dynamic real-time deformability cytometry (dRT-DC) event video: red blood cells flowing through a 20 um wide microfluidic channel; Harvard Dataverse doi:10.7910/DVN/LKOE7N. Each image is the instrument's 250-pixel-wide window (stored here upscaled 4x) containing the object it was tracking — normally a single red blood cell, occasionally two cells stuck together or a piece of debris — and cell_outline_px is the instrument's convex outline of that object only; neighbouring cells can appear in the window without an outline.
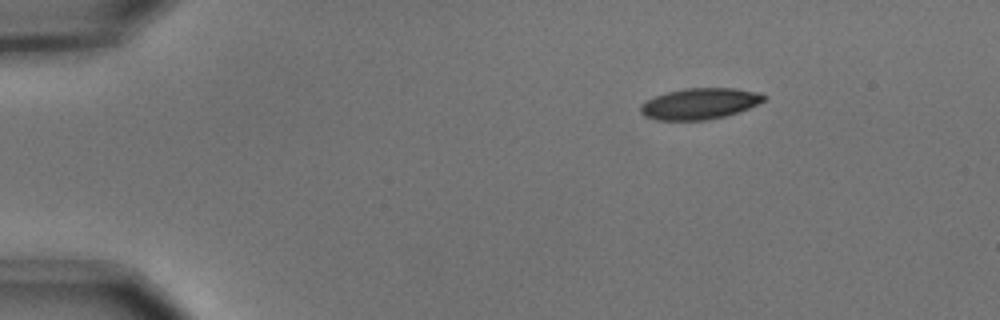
{"species": "common noctule bat (a hibernating species)", "species_latin": "Nyctalus noctula", "temperature_condition": "cold", "stored_images_in_passage": 47, "camera_frame_rate_fps": 3000, "um_per_image_px": 0.085, "animal": {"sex": "male", "body_mass_g": 15.6}, "frame": {"image": 1, "passage_image": 1, "time_ms": 0.0, "image_size_px": [1000, 320], "cell_outline_px": [[768, 96], [764, 100], [748, 108], [724, 116], [708, 120], [656, 120], [644, 116], [640, 112], [640, 104], [644, 100], [668, 92], [684, 88], [732, 88], [756, 92]], "centroid_in_image_um": [59.42, 8.81], "position_along_channel_um": 25.6, "area_um2": 22.25}}
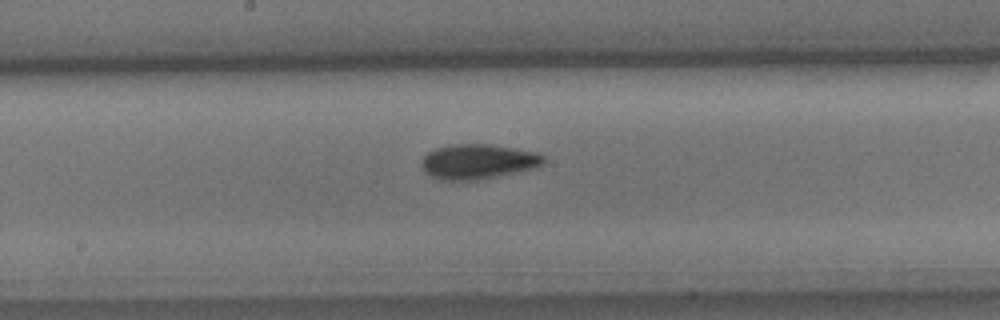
{"frame": {"image": 2, "passage_image": 22, "time_ms": 7.0, "image_size_px": [1000, 320], "cell_outline_px": [[544, 164], [536, 168], [476, 180], [444, 180], [432, 176], [424, 172], [420, 164], [424, 156], [428, 152], [436, 148], [448, 144], [488, 144], [536, 152], [544, 156]], "centroid_in_image_um": [40.61, 13.73], "position_along_channel_um": 207.6, "area_um2": 24.74}}
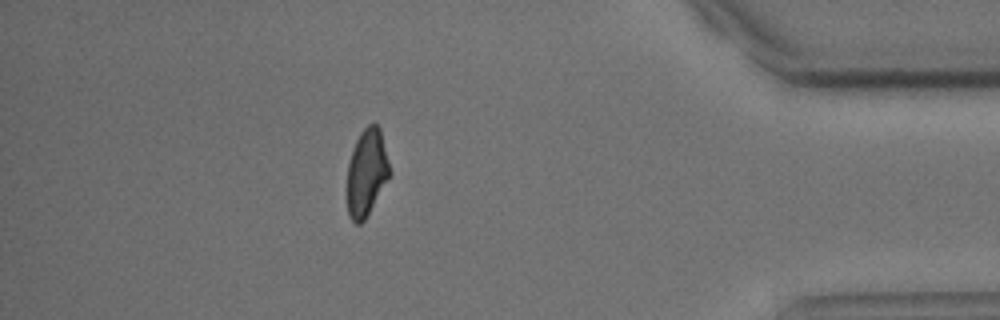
{"frame": {"image": 3, "passage_image": 41, "time_ms": 13.333, "image_size_px": [1000, 320], "cell_outline_px": [[392, 172], [364, 220], [360, 224], [356, 224], [348, 216], [348, 164], [352, 148], [360, 132], [368, 124], [376, 124], [380, 128]], "centroid_in_image_um": [31.17, 14.64], "position_along_channel_um": 404.0, "area_um2": 21.44}, "authors_computed_cell_mechanics": {"area_um2": 23.409, "velocity_mm_per_s": 3.6921, "shape_relaxation_time_tau1_ms": 2.9662, "shape_relaxation_time_tau2_ms": 5.9256, "deformation_change_tau1": 0.1195, "deformation_change_tau2": 0.1157}}